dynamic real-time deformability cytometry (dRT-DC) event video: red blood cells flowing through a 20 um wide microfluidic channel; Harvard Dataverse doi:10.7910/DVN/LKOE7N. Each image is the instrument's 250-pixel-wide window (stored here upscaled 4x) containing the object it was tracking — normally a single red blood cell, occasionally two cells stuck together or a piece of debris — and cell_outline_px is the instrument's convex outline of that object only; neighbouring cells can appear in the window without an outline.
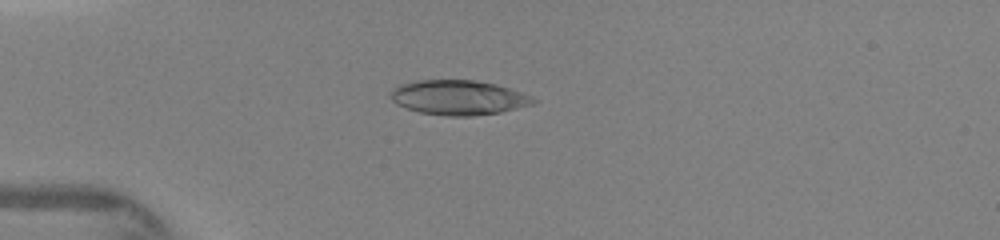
{"species": "human", "species_latin": "Homo sapiens", "temperature_condition": "warm", "stored_images_in_passage": 20, "camera_frame_rate_fps": 3000, "um_per_image_px": 0.085, "donor": {"sex": "female"}, "frame": {"image": 1, "passage_image": 7, "time_ms": 4.0, "image_size_px": [1000, 240], "cell_outline_px": [[540, 100], [536, 104], [500, 112], [472, 116], [448, 116], [420, 112], [396, 104], [388, 96], [392, 88], [396, 84], [416, 80], [472, 80], [496, 84], [532, 96]], "centroid_in_image_um": [38.96, 8.28], "position_along_channel_um": 46.0, "area_um2": 29.13}}
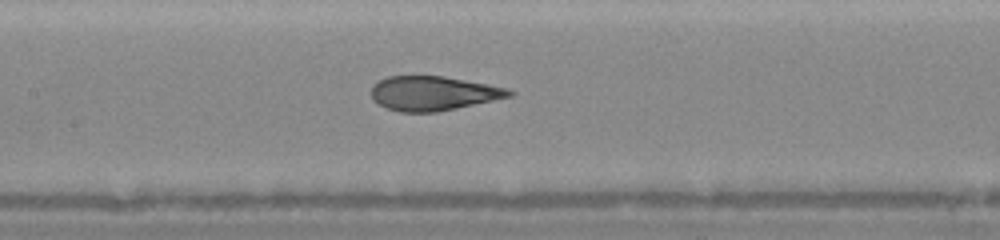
{"frame": {"image": 2, "passage_image": 15, "time_ms": 7.333, "image_size_px": [1000, 240], "cell_outline_px": [[516, 92], [512, 96], [456, 108], [436, 112], [400, 112], [376, 104], [372, 100], [372, 84], [388, 76], [444, 76], [488, 84], [508, 88]], "centroid_in_image_um": [36.81, 7.93], "position_along_channel_um": 170.6, "area_um2": 27.63}}
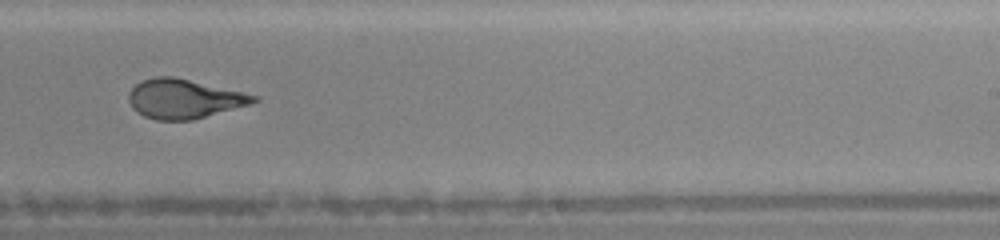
{"frame": {"image": 3, "passage_image": 19, "time_ms": 9.667, "image_size_px": [1000, 240], "cell_outline_px": [[260, 100], [252, 104], [192, 120], [156, 120], [144, 116], [136, 112], [132, 108], [128, 100], [128, 92], [140, 80], [156, 76], [172, 76], [260, 96]], "centroid_in_image_um": [15.63, 8.4], "position_along_channel_um": 273.4, "area_um2": 28.73}}